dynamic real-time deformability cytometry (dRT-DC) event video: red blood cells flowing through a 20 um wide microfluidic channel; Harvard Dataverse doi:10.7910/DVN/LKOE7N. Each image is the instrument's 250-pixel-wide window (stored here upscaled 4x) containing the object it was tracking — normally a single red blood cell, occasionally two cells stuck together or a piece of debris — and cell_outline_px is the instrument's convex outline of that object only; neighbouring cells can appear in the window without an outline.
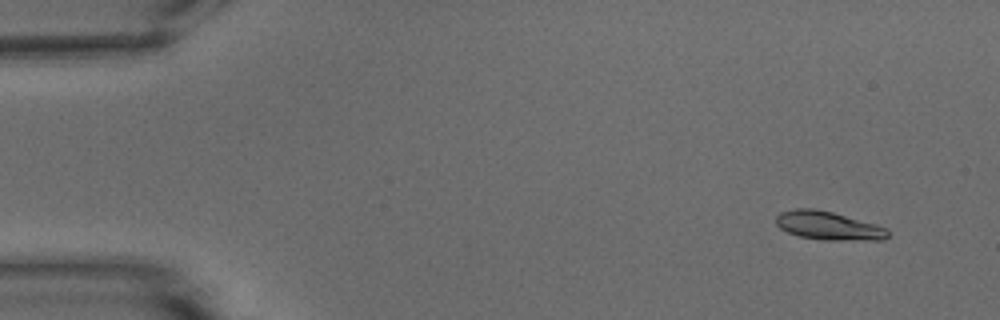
{"species": "common noctule bat (a hibernating species)", "species_latin": "Nyctalus noctula", "temperature_condition": "warm", "stored_images_in_passage": 53, "camera_frame_rate_fps": 3000, "um_per_image_px": 0.085, "animal": {"sex": "male", "body_mass_g": 15.6}, "frame": {"image": 1, "passage_image": 3, "time_ms": 0.667, "image_size_px": [1000, 320], "cell_outline_px": [[888, 236], [884, 240], [824, 240], [800, 236], [788, 232], [780, 228], [776, 224], [776, 216], [780, 212], [796, 208], [812, 208], [832, 212], [876, 224], [888, 228]], "centroid_in_image_um": [70.42, 19.18], "position_along_channel_um": 14.6, "area_um2": 18.55}}
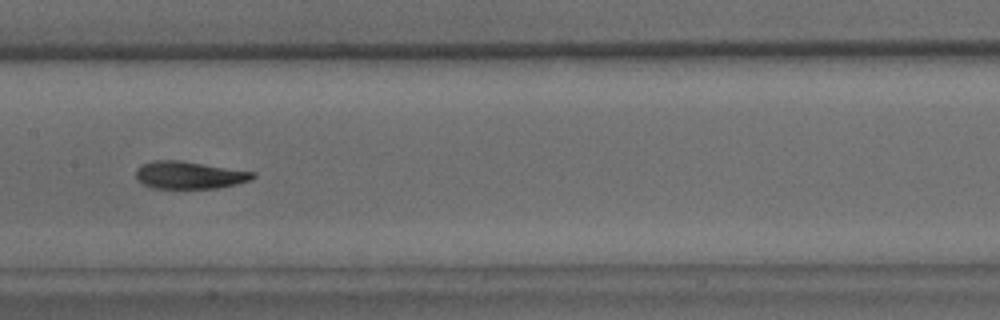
{"frame": {"image": 2, "passage_image": 26, "time_ms": 8.333, "image_size_px": [1000, 320], "cell_outline_px": [[256, 176], [252, 180], [236, 184], [216, 188], [152, 188], [144, 184], [136, 176], [136, 168], [152, 160], [180, 160], [256, 172]], "centroid_in_image_um": [16.13, 14.87], "position_along_channel_um": 191.3, "area_um2": 18.67}}
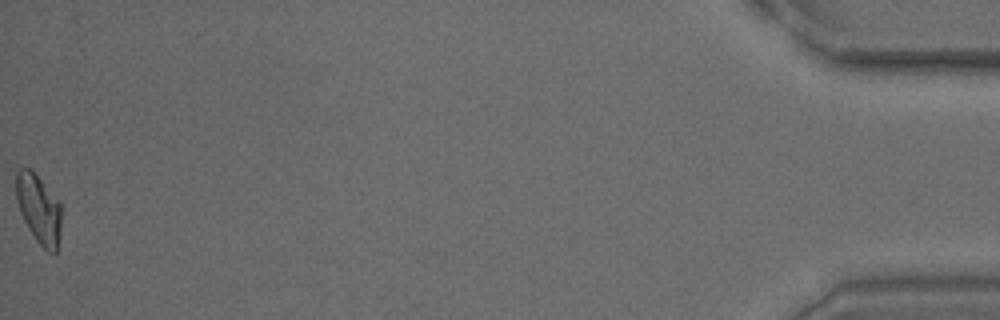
{"frame": {"image": 3, "passage_image": 53, "time_ms": 17.333, "image_size_px": [1000, 320], "cell_outline_px": [[60, 236], [56, 252], [48, 252], [36, 240], [28, 228], [20, 212], [16, 200], [16, 172], [20, 168], [28, 168], [40, 180], [60, 204]], "centroid_in_image_um": [3.27, 17.79], "position_along_channel_um": 431.9, "area_um2": 17.69}, "authors_computed_cell_mechanics": {"area_um2": 18.7272, "velocity_mm_per_s": 3.7689, "shape_relaxation_time_tau1_ms": 4.9046, "shape_relaxation_time_tau2_ms": 1.1325, "deformation_change_tau1": 0.1914, "deformation_change_tau2": 0.0603}}